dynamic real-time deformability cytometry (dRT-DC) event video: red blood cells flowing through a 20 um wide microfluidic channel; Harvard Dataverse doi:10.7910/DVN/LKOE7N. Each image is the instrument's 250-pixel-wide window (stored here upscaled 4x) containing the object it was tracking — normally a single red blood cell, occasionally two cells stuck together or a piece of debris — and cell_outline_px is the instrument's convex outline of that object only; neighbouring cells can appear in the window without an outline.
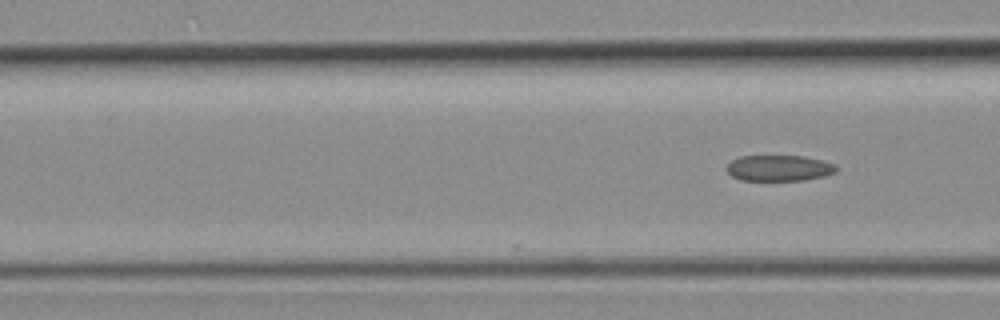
{"species": "common noctule bat (a hibernating species)", "species_latin": "Nyctalus noctula", "temperature_condition": "room temperature", "stored_images_in_passage": 5, "camera_frame_rate_fps": 3000, "um_per_image_px": 0.085, "animal": {"sex": "female", "body_mass_g": 19.3, "forearm_length_mm": 54.1}, "frame": {"image": 1, "passage_image": 5, "time_ms": 1.333, "image_size_px": [1000, 320], "cell_outline_px": [[836, 172], [824, 176], [804, 180], [740, 180], [732, 176], [724, 168], [732, 160], [740, 156], [804, 156], [820, 160], [832, 164], [836, 168]], "centroid_in_image_um": [66.17, 14.29], "position_along_channel_um": 100.4, "area_um2": 16.42}}